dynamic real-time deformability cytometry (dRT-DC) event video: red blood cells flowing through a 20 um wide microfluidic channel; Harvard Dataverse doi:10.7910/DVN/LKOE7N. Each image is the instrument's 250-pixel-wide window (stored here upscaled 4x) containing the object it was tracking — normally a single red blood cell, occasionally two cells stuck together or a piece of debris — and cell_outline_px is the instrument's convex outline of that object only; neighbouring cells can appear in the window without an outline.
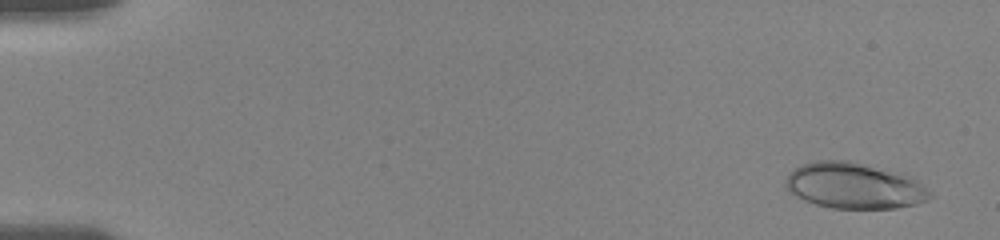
{"species": "human", "species_latin": "Homo sapiens", "temperature_condition": "room temperature", "stored_images_in_passage": 25, "camera_frame_rate_fps": 3000, "um_per_image_px": 0.085, "donor": {"sex": "female"}, "frame": {"image": 1, "passage_image": 4, "time_ms": 0.667, "image_size_px": [1000, 240], "cell_outline_px": [[932, 196], [928, 200], [916, 204], [896, 208], [832, 208], [816, 204], [804, 200], [792, 192], [784, 184], [784, 180], [788, 172], [804, 164], [816, 160], [848, 160], [912, 176]], "centroid_in_image_um": [72.58, 15.78], "position_along_channel_um": 12.4, "area_um2": 38.26}}
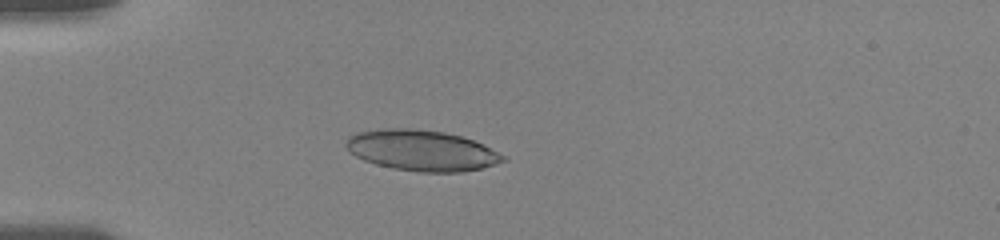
{"frame": {"image": 2, "passage_image": 21, "time_ms": 5.0, "image_size_px": [1000, 240], "cell_outline_px": [[508, 160], [496, 164], [464, 172], [420, 172], [392, 168], [376, 164], [364, 160], [356, 156], [344, 144], [348, 136], [356, 132], [384, 128], [408, 128], [444, 132], [460, 136], [484, 144], [508, 156]], "centroid_in_image_um": [35.88, 12.79], "position_along_channel_um": 49.1, "area_um2": 37.45}}